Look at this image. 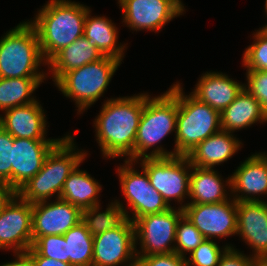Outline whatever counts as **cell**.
Wrapping results in <instances>:
<instances>
[{"label": "cell", "instance_id": "obj_32", "mask_svg": "<svg viewBox=\"0 0 267 266\" xmlns=\"http://www.w3.org/2000/svg\"><path fill=\"white\" fill-rule=\"evenodd\" d=\"M232 244L220 247L215 239H205L187 258V266H218L221 256Z\"/></svg>", "mask_w": 267, "mask_h": 266}, {"label": "cell", "instance_id": "obj_30", "mask_svg": "<svg viewBox=\"0 0 267 266\" xmlns=\"http://www.w3.org/2000/svg\"><path fill=\"white\" fill-rule=\"evenodd\" d=\"M252 37L253 43L243 53L242 65L249 71H267V29L260 27Z\"/></svg>", "mask_w": 267, "mask_h": 266}, {"label": "cell", "instance_id": "obj_17", "mask_svg": "<svg viewBox=\"0 0 267 266\" xmlns=\"http://www.w3.org/2000/svg\"><path fill=\"white\" fill-rule=\"evenodd\" d=\"M237 235L252 248V257L267 259V201L237 202Z\"/></svg>", "mask_w": 267, "mask_h": 266}, {"label": "cell", "instance_id": "obj_21", "mask_svg": "<svg viewBox=\"0 0 267 266\" xmlns=\"http://www.w3.org/2000/svg\"><path fill=\"white\" fill-rule=\"evenodd\" d=\"M238 139L233 133L222 130L209 136L187 155L191 166L214 169L228 161L242 148L243 143Z\"/></svg>", "mask_w": 267, "mask_h": 266}, {"label": "cell", "instance_id": "obj_38", "mask_svg": "<svg viewBox=\"0 0 267 266\" xmlns=\"http://www.w3.org/2000/svg\"><path fill=\"white\" fill-rule=\"evenodd\" d=\"M26 254L31 258L35 266H72L70 263L40 256L32 247L26 252Z\"/></svg>", "mask_w": 267, "mask_h": 266}, {"label": "cell", "instance_id": "obj_9", "mask_svg": "<svg viewBox=\"0 0 267 266\" xmlns=\"http://www.w3.org/2000/svg\"><path fill=\"white\" fill-rule=\"evenodd\" d=\"M183 215V209L173 206L165 212L147 214L136 219L133 222L136 256L175 252L176 227ZM138 245L140 250L137 249Z\"/></svg>", "mask_w": 267, "mask_h": 266}, {"label": "cell", "instance_id": "obj_16", "mask_svg": "<svg viewBox=\"0 0 267 266\" xmlns=\"http://www.w3.org/2000/svg\"><path fill=\"white\" fill-rule=\"evenodd\" d=\"M60 141L13 137L12 188L16 192L42 169L47 155Z\"/></svg>", "mask_w": 267, "mask_h": 266}, {"label": "cell", "instance_id": "obj_11", "mask_svg": "<svg viewBox=\"0 0 267 266\" xmlns=\"http://www.w3.org/2000/svg\"><path fill=\"white\" fill-rule=\"evenodd\" d=\"M118 4L122 10V23L136 32H159L185 12L182 0H118Z\"/></svg>", "mask_w": 267, "mask_h": 266}, {"label": "cell", "instance_id": "obj_22", "mask_svg": "<svg viewBox=\"0 0 267 266\" xmlns=\"http://www.w3.org/2000/svg\"><path fill=\"white\" fill-rule=\"evenodd\" d=\"M226 179L223 180L217 170L192 166L188 204H214L229 200L232 195L227 189H231V176Z\"/></svg>", "mask_w": 267, "mask_h": 266}, {"label": "cell", "instance_id": "obj_26", "mask_svg": "<svg viewBox=\"0 0 267 266\" xmlns=\"http://www.w3.org/2000/svg\"><path fill=\"white\" fill-rule=\"evenodd\" d=\"M79 167L80 164L66 179L60 198L84 210L101 204L98 197L102 186L86 170H80Z\"/></svg>", "mask_w": 267, "mask_h": 266}, {"label": "cell", "instance_id": "obj_1", "mask_svg": "<svg viewBox=\"0 0 267 266\" xmlns=\"http://www.w3.org/2000/svg\"><path fill=\"white\" fill-rule=\"evenodd\" d=\"M145 102L146 93L110 98L103 102L93 126L104 158H128L134 152Z\"/></svg>", "mask_w": 267, "mask_h": 266}, {"label": "cell", "instance_id": "obj_40", "mask_svg": "<svg viewBox=\"0 0 267 266\" xmlns=\"http://www.w3.org/2000/svg\"><path fill=\"white\" fill-rule=\"evenodd\" d=\"M13 261L6 262L0 266H35L33 261L26 253H16Z\"/></svg>", "mask_w": 267, "mask_h": 266}, {"label": "cell", "instance_id": "obj_7", "mask_svg": "<svg viewBox=\"0 0 267 266\" xmlns=\"http://www.w3.org/2000/svg\"><path fill=\"white\" fill-rule=\"evenodd\" d=\"M121 64L117 58L104 56L64 73L54 84L65 97L75 102L78 114H82L103 96Z\"/></svg>", "mask_w": 267, "mask_h": 266}, {"label": "cell", "instance_id": "obj_13", "mask_svg": "<svg viewBox=\"0 0 267 266\" xmlns=\"http://www.w3.org/2000/svg\"><path fill=\"white\" fill-rule=\"evenodd\" d=\"M183 213L205 239L237 234V201L234 198L214 204H187Z\"/></svg>", "mask_w": 267, "mask_h": 266}, {"label": "cell", "instance_id": "obj_2", "mask_svg": "<svg viewBox=\"0 0 267 266\" xmlns=\"http://www.w3.org/2000/svg\"><path fill=\"white\" fill-rule=\"evenodd\" d=\"M29 21L36 29L43 58L48 63L59 51L83 37L87 5L71 0H48Z\"/></svg>", "mask_w": 267, "mask_h": 266}, {"label": "cell", "instance_id": "obj_20", "mask_svg": "<svg viewBox=\"0 0 267 266\" xmlns=\"http://www.w3.org/2000/svg\"><path fill=\"white\" fill-rule=\"evenodd\" d=\"M243 88L244 83L233 80L226 73L210 71L198 78L191 94L221 113L235 100Z\"/></svg>", "mask_w": 267, "mask_h": 266}, {"label": "cell", "instance_id": "obj_28", "mask_svg": "<svg viewBox=\"0 0 267 266\" xmlns=\"http://www.w3.org/2000/svg\"><path fill=\"white\" fill-rule=\"evenodd\" d=\"M112 200L106 210L102 209L101 204L94 205L82 210V222L92 236L101 234L107 230L121 226L128 218L129 212L120 200Z\"/></svg>", "mask_w": 267, "mask_h": 266}, {"label": "cell", "instance_id": "obj_29", "mask_svg": "<svg viewBox=\"0 0 267 266\" xmlns=\"http://www.w3.org/2000/svg\"><path fill=\"white\" fill-rule=\"evenodd\" d=\"M67 243V263L72 266H92L93 236L80 221L64 235Z\"/></svg>", "mask_w": 267, "mask_h": 266}, {"label": "cell", "instance_id": "obj_25", "mask_svg": "<svg viewBox=\"0 0 267 266\" xmlns=\"http://www.w3.org/2000/svg\"><path fill=\"white\" fill-rule=\"evenodd\" d=\"M103 57L102 52L91 46L83 36L59 51L48 62L47 67L49 72L52 73V81L55 83L64 73L85 64L96 62Z\"/></svg>", "mask_w": 267, "mask_h": 266}, {"label": "cell", "instance_id": "obj_33", "mask_svg": "<svg viewBox=\"0 0 267 266\" xmlns=\"http://www.w3.org/2000/svg\"><path fill=\"white\" fill-rule=\"evenodd\" d=\"M32 248L40 256L67 263V243L63 235L37 237Z\"/></svg>", "mask_w": 267, "mask_h": 266}, {"label": "cell", "instance_id": "obj_8", "mask_svg": "<svg viewBox=\"0 0 267 266\" xmlns=\"http://www.w3.org/2000/svg\"><path fill=\"white\" fill-rule=\"evenodd\" d=\"M140 166L148 175L150 185L157 190L172 207L171 201L178 202L177 208L183 209L188 203H183L189 198L190 175L192 166L187 156L148 157L139 159Z\"/></svg>", "mask_w": 267, "mask_h": 266}, {"label": "cell", "instance_id": "obj_15", "mask_svg": "<svg viewBox=\"0 0 267 266\" xmlns=\"http://www.w3.org/2000/svg\"><path fill=\"white\" fill-rule=\"evenodd\" d=\"M32 204V242L37 237L64 235L82 221V210L61 198Z\"/></svg>", "mask_w": 267, "mask_h": 266}, {"label": "cell", "instance_id": "obj_24", "mask_svg": "<svg viewBox=\"0 0 267 266\" xmlns=\"http://www.w3.org/2000/svg\"><path fill=\"white\" fill-rule=\"evenodd\" d=\"M91 12L90 9L87 11L83 36L104 56H111L122 61L127 44L118 43L119 31L116 24L105 16H91Z\"/></svg>", "mask_w": 267, "mask_h": 266}, {"label": "cell", "instance_id": "obj_42", "mask_svg": "<svg viewBox=\"0 0 267 266\" xmlns=\"http://www.w3.org/2000/svg\"><path fill=\"white\" fill-rule=\"evenodd\" d=\"M265 13L267 15V0H265ZM262 28L267 29V24H265Z\"/></svg>", "mask_w": 267, "mask_h": 266}, {"label": "cell", "instance_id": "obj_34", "mask_svg": "<svg viewBox=\"0 0 267 266\" xmlns=\"http://www.w3.org/2000/svg\"><path fill=\"white\" fill-rule=\"evenodd\" d=\"M13 137L0 126V181L12 187Z\"/></svg>", "mask_w": 267, "mask_h": 266}, {"label": "cell", "instance_id": "obj_35", "mask_svg": "<svg viewBox=\"0 0 267 266\" xmlns=\"http://www.w3.org/2000/svg\"><path fill=\"white\" fill-rule=\"evenodd\" d=\"M246 78L244 88L260 102L267 114V71L246 70Z\"/></svg>", "mask_w": 267, "mask_h": 266}, {"label": "cell", "instance_id": "obj_4", "mask_svg": "<svg viewBox=\"0 0 267 266\" xmlns=\"http://www.w3.org/2000/svg\"><path fill=\"white\" fill-rule=\"evenodd\" d=\"M74 139L68 133L51 150L42 169L17 191L23 200L34 204L48 201L54 195L60 198L66 179L88 155L85 150L76 148Z\"/></svg>", "mask_w": 267, "mask_h": 266}, {"label": "cell", "instance_id": "obj_36", "mask_svg": "<svg viewBox=\"0 0 267 266\" xmlns=\"http://www.w3.org/2000/svg\"><path fill=\"white\" fill-rule=\"evenodd\" d=\"M135 266H187L186 258L177 253L154 254L137 257Z\"/></svg>", "mask_w": 267, "mask_h": 266}, {"label": "cell", "instance_id": "obj_10", "mask_svg": "<svg viewBox=\"0 0 267 266\" xmlns=\"http://www.w3.org/2000/svg\"><path fill=\"white\" fill-rule=\"evenodd\" d=\"M123 163L117 167V174L123 196L132 211V215L126 214L128 219L134 222L144 215L162 213L171 208L162 195L150 185L143 167H141L142 172H139L133 167L136 161L125 159Z\"/></svg>", "mask_w": 267, "mask_h": 266}, {"label": "cell", "instance_id": "obj_6", "mask_svg": "<svg viewBox=\"0 0 267 266\" xmlns=\"http://www.w3.org/2000/svg\"><path fill=\"white\" fill-rule=\"evenodd\" d=\"M178 82V112L173 156H187L194 148L221 131L220 112L199 101L191 93L185 95Z\"/></svg>", "mask_w": 267, "mask_h": 266}, {"label": "cell", "instance_id": "obj_23", "mask_svg": "<svg viewBox=\"0 0 267 266\" xmlns=\"http://www.w3.org/2000/svg\"><path fill=\"white\" fill-rule=\"evenodd\" d=\"M221 130L234 133L256 123L267 122V114L260 102L245 88L221 113Z\"/></svg>", "mask_w": 267, "mask_h": 266}, {"label": "cell", "instance_id": "obj_39", "mask_svg": "<svg viewBox=\"0 0 267 266\" xmlns=\"http://www.w3.org/2000/svg\"><path fill=\"white\" fill-rule=\"evenodd\" d=\"M16 194L12 187L0 181V213Z\"/></svg>", "mask_w": 267, "mask_h": 266}, {"label": "cell", "instance_id": "obj_5", "mask_svg": "<svg viewBox=\"0 0 267 266\" xmlns=\"http://www.w3.org/2000/svg\"><path fill=\"white\" fill-rule=\"evenodd\" d=\"M48 64L41 53L38 34L28 21L20 22L0 39L1 78H47L40 71Z\"/></svg>", "mask_w": 267, "mask_h": 266}, {"label": "cell", "instance_id": "obj_14", "mask_svg": "<svg viewBox=\"0 0 267 266\" xmlns=\"http://www.w3.org/2000/svg\"><path fill=\"white\" fill-rule=\"evenodd\" d=\"M32 244V204L16 194L0 213V249L26 253Z\"/></svg>", "mask_w": 267, "mask_h": 266}, {"label": "cell", "instance_id": "obj_19", "mask_svg": "<svg viewBox=\"0 0 267 266\" xmlns=\"http://www.w3.org/2000/svg\"><path fill=\"white\" fill-rule=\"evenodd\" d=\"M0 114V126L12 137L33 140H62L46 138L48 122L39 100L33 103L13 107Z\"/></svg>", "mask_w": 267, "mask_h": 266}, {"label": "cell", "instance_id": "obj_41", "mask_svg": "<svg viewBox=\"0 0 267 266\" xmlns=\"http://www.w3.org/2000/svg\"><path fill=\"white\" fill-rule=\"evenodd\" d=\"M255 266H267V259H258Z\"/></svg>", "mask_w": 267, "mask_h": 266}, {"label": "cell", "instance_id": "obj_31", "mask_svg": "<svg viewBox=\"0 0 267 266\" xmlns=\"http://www.w3.org/2000/svg\"><path fill=\"white\" fill-rule=\"evenodd\" d=\"M204 240L200 231L183 215L176 227L175 253L186 258L185 253L191 254Z\"/></svg>", "mask_w": 267, "mask_h": 266}, {"label": "cell", "instance_id": "obj_27", "mask_svg": "<svg viewBox=\"0 0 267 266\" xmlns=\"http://www.w3.org/2000/svg\"><path fill=\"white\" fill-rule=\"evenodd\" d=\"M46 78H1L0 110L1 112L17 106L35 102L32 94Z\"/></svg>", "mask_w": 267, "mask_h": 266}, {"label": "cell", "instance_id": "obj_12", "mask_svg": "<svg viewBox=\"0 0 267 266\" xmlns=\"http://www.w3.org/2000/svg\"><path fill=\"white\" fill-rule=\"evenodd\" d=\"M136 258L135 229L130 219L93 236L92 266H135Z\"/></svg>", "mask_w": 267, "mask_h": 266}, {"label": "cell", "instance_id": "obj_18", "mask_svg": "<svg viewBox=\"0 0 267 266\" xmlns=\"http://www.w3.org/2000/svg\"><path fill=\"white\" fill-rule=\"evenodd\" d=\"M230 190L237 202L264 201L259 196L267 195V153L248 156L231 175Z\"/></svg>", "mask_w": 267, "mask_h": 266}, {"label": "cell", "instance_id": "obj_3", "mask_svg": "<svg viewBox=\"0 0 267 266\" xmlns=\"http://www.w3.org/2000/svg\"><path fill=\"white\" fill-rule=\"evenodd\" d=\"M178 112V82L161 95L146 93V102L136 132L134 152L126 159L139 161L148 157H172L173 151L164 149L160 144L171 132L176 133ZM154 147V148H152ZM153 150H152V149ZM148 150H151L148 152Z\"/></svg>", "mask_w": 267, "mask_h": 266}, {"label": "cell", "instance_id": "obj_37", "mask_svg": "<svg viewBox=\"0 0 267 266\" xmlns=\"http://www.w3.org/2000/svg\"><path fill=\"white\" fill-rule=\"evenodd\" d=\"M257 259L245 255L234 247H229L221 256L218 266H255Z\"/></svg>", "mask_w": 267, "mask_h": 266}]
</instances>
